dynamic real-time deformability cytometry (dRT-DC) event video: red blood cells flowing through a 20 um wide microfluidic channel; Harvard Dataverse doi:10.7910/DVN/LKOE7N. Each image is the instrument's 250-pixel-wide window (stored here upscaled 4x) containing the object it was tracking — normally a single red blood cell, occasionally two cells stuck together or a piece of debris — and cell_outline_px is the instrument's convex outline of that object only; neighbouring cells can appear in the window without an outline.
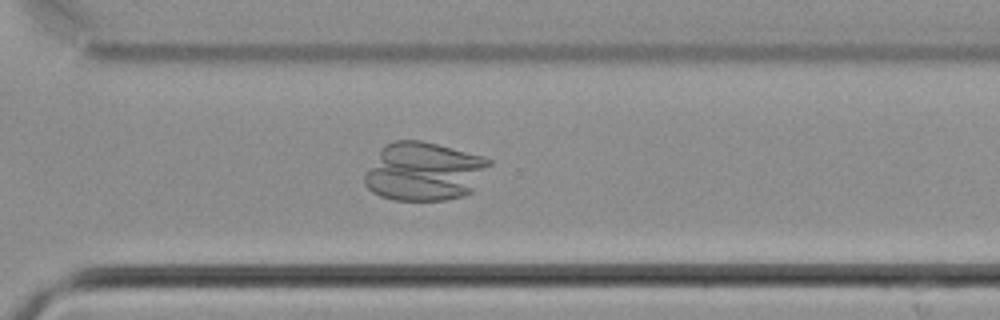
{"species": "common noctule bat (a hibernating species)", "species_latin": "Nyctalus noctula", "temperature_condition": "cold", "stored_images_in_passage": 45, "camera_frame_rate_fps": 3000, "um_per_image_px": 0.085, "animal": {"sex": "male", "body_mass_g": 21.5, "forearm_length_mm": 52.0}, "frame": {"image": 1, "passage_image": 32, "time_ms": 10.333, "image_size_px": [1000, 320], "cell_outline_px": [[492, 164], [472, 192], [464, 196], [444, 200], [392, 200], [380, 196], [372, 192], [364, 184], [364, 176], [380, 148], [396, 140], [420, 140], [484, 156], [492, 160]], "centroid_in_image_um": [36.07, 14.58], "position_along_channel_um": 334.5, "area_um2": 42.71}}